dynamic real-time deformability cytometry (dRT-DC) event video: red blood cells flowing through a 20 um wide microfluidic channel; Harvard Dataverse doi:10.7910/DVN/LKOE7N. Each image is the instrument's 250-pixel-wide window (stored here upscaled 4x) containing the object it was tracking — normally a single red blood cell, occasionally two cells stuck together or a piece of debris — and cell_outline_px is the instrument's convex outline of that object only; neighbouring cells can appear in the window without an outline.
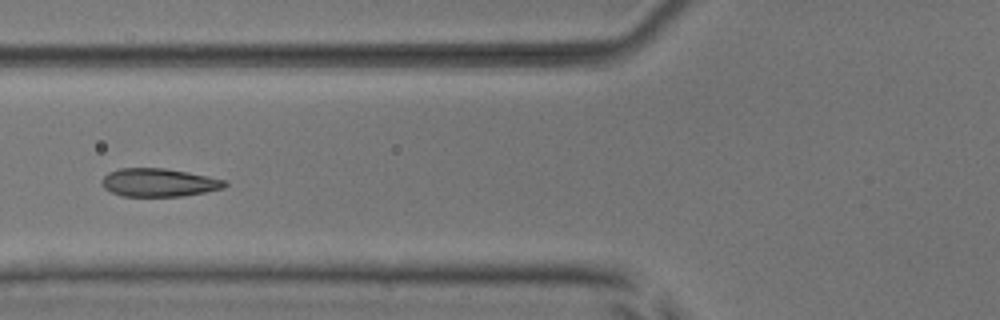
{"species": "common noctule bat (a hibernating species)", "species_latin": "Nyctalus noctula", "temperature_condition": "room temperature", "stored_images_in_passage": 7, "camera_frame_rate_fps": 3000, "um_per_image_px": 0.085, "animal": {"sex": "male", "body_mass_g": 17.9, "forearm_length_mm": 54.2}, "frame": {"image": 1, "passage_image": 7, "time_ms": 7.0, "image_size_px": [1000, 320], "cell_outline_px": [[228, 184], [224, 188], [184, 196], [124, 196], [112, 192], [104, 188], [100, 180], [108, 172], [120, 168], [164, 168], [188, 172], [228, 180]], "centroid_in_image_um": [13.52, 15.51], "position_along_channel_um": 112.3, "area_um2": 20.29}}